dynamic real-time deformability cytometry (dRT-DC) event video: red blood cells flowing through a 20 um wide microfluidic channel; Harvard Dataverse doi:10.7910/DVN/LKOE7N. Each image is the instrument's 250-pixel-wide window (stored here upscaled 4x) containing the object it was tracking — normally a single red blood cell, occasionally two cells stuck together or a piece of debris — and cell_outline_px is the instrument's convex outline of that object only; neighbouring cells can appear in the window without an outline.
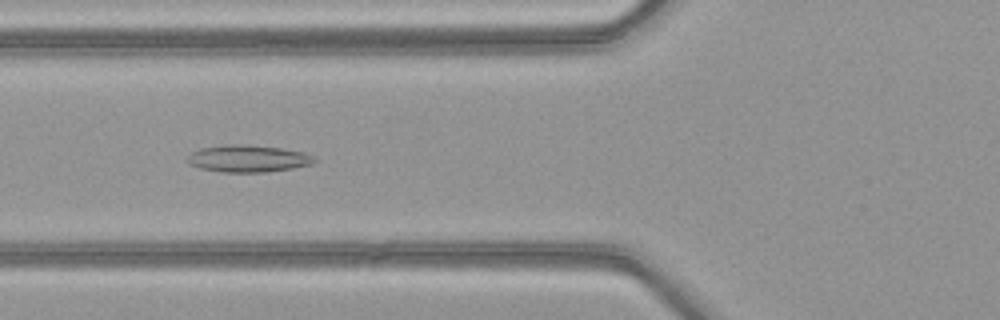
{"species": "common noctule bat (a hibernating species)", "species_latin": "Nyctalus noctula", "temperature_condition": "warm", "stored_images_in_passage": 51, "camera_frame_rate_fps": 3000, "um_per_image_px": 0.085, "animal": {"sex": "female", "body_mass_g": 21.9}, "frame": {"image": 1, "passage_image": 20, "time_ms": 6.333, "image_size_px": [1000, 320], "cell_outline_px": [[316, 160], [312, 164], [292, 168], [264, 172], [220, 172], [200, 168], [188, 164], [184, 160], [192, 152], [200, 148], [224, 144], [248, 144], [280, 148], [304, 152], [312, 156]], "centroid_in_image_um": [21.02, 13.47], "position_along_channel_um": 104.8, "area_um2": 20.17}}
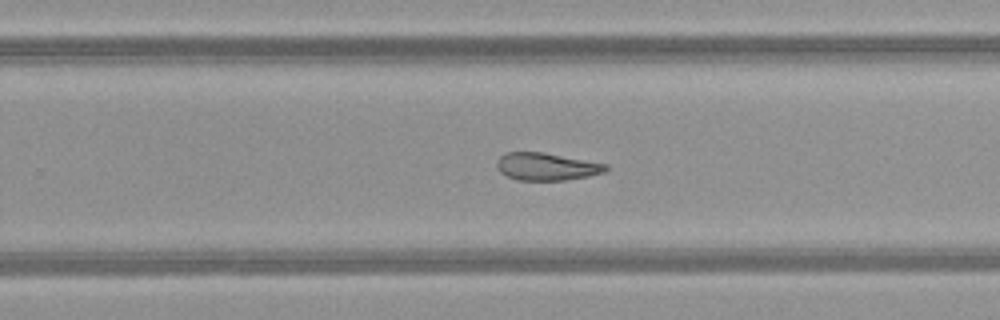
{"frame": {"image": 2, "passage_image": 33, "time_ms": 10.667, "image_size_px": [1000, 320], "cell_outline_px": [[608, 168], [604, 172], [588, 176], [564, 180], [516, 180], [500, 172], [496, 168], [496, 160], [504, 152], [544, 152], [608, 164]], "centroid_in_image_um": [46.42, 14.15], "position_along_channel_um": 283.4, "area_um2": 17.57}}
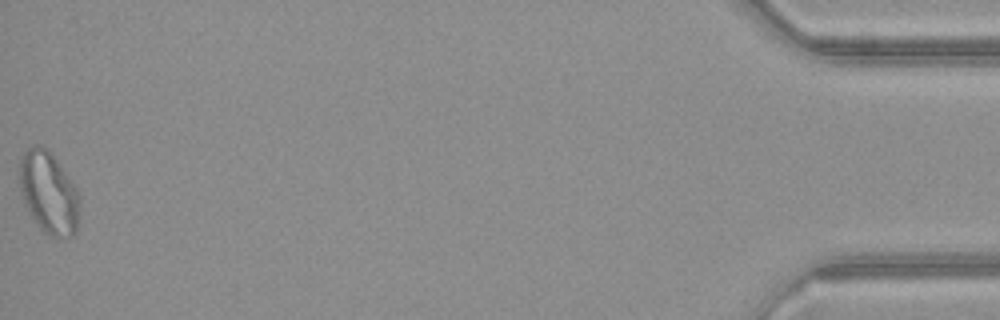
{"frame": {"image": 3, "passage_image": 51, "time_ms": 16.667, "image_size_px": [1000, 320], "cell_outline_px": [[80, 200], [76, 232], [72, 236], [52, 236], [44, 232], [40, 228], [32, 216], [24, 200], [20, 188], [20, 160], [24, 152], [32, 144], [40, 144], [52, 156], [76, 188], [80, 196]], "centroid_in_image_um": [4.14, 16.38], "position_along_channel_um": 431.1, "area_um2": 27.98}, "authors_computed_cell_mechanics": {"area_um2": 22.1374, "velocity_mm_per_s": 4.1241, "shape_relaxation_time_tau1_ms": null, "shape_relaxation_time_tau2_ms": 5.4332, "deformation_change_tau1": null, "deformation_change_tau2": 0.1331}}